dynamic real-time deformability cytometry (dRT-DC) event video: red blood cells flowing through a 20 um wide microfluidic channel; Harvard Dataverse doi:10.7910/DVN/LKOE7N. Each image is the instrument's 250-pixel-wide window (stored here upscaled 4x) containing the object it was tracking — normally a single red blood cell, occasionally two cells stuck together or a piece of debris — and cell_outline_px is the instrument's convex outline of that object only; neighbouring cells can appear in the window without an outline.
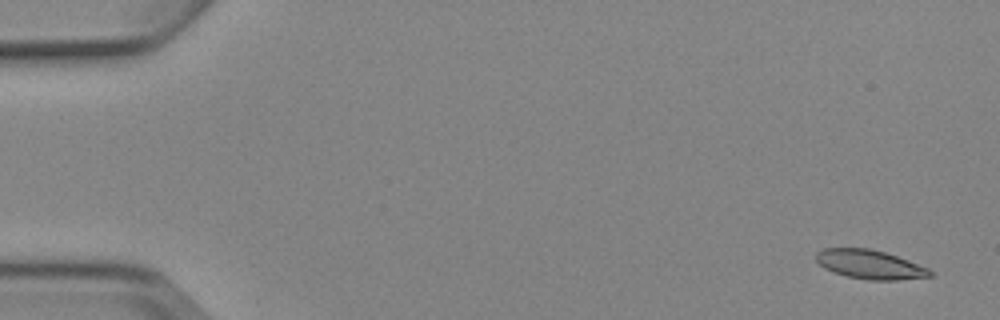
{"species": "Egyptian fruit bat (a non-hibernating species)", "species_latin": "Rousettus aegyptiacus", "temperature_condition": "cold", "stored_images_in_passage": 6, "camera_frame_rate_fps": 3000, "um_per_image_px": 0.085, "animal": {"sex": "female"}, "frame": {"image": 1, "passage_image": 1, "time_ms": 0.0, "image_size_px": [1000, 320], "cell_outline_px": [[932, 276], [896, 280], [868, 280], [848, 276], [832, 272], [824, 268], [816, 260], [816, 252], [824, 248], [868, 248], [884, 252], [908, 260], [928, 268], [932, 272]], "centroid_in_image_um": [73.91, 22.48], "position_along_channel_um": 11.1, "area_um2": 19.13}}